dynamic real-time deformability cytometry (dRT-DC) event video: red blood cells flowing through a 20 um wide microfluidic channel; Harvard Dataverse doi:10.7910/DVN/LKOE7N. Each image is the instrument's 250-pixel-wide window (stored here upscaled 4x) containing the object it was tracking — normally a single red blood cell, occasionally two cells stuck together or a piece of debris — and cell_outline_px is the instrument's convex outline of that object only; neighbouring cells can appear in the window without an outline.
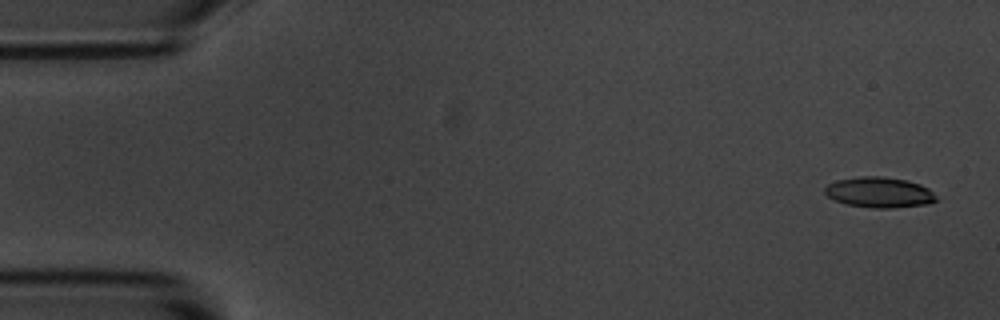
{"species": "common noctule bat (a hibernating species)", "species_latin": "Nyctalus noctula", "temperature_condition": "room temperature", "stored_images_in_passage": 5, "camera_frame_rate_fps": 3000, "um_per_image_px": 0.085, "animal": {"sex": "male", "body_mass_g": 20.1, "forearm_length_mm": 53.5}, "frame": {"image": 1, "passage_image": 1, "time_ms": 0.0, "image_size_px": [1000, 320], "cell_outline_px": [[936, 200], [928, 204], [892, 208], [872, 208], [848, 204], [836, 200], [828, 196], [824, 192], [824, 188], [828, 184], [836, 180], [860, 176], [880, 176], [908, 180], [920, 184], [928, 188], [936, 196]], "centroid_in_image_um": [74.74, 16.34], "position_along_channel_um": 10.3, "area_um2": 19.77}}
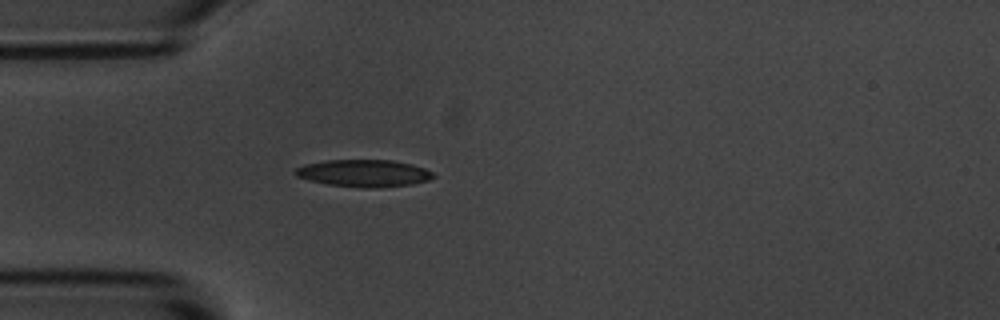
{"frame": {"image": 2, "passage_image": 5, "time_ms": 4.333, "image_size_px": [1000, 320], "cell_outline_px": [[436, 176], [428, 180], [412, 184], [380, 188], [364, 188], [328, 184], [308, 180], [296, 176], [292, 172], [296, 168], [304, 164], [328, 160], [392, 160], [412, 164], [424, 168], [432, 172]], "centroid_in_image_um": [30.92, 14.72], "position_along_channel_um": 54.1, "area_um2": 21.96}}